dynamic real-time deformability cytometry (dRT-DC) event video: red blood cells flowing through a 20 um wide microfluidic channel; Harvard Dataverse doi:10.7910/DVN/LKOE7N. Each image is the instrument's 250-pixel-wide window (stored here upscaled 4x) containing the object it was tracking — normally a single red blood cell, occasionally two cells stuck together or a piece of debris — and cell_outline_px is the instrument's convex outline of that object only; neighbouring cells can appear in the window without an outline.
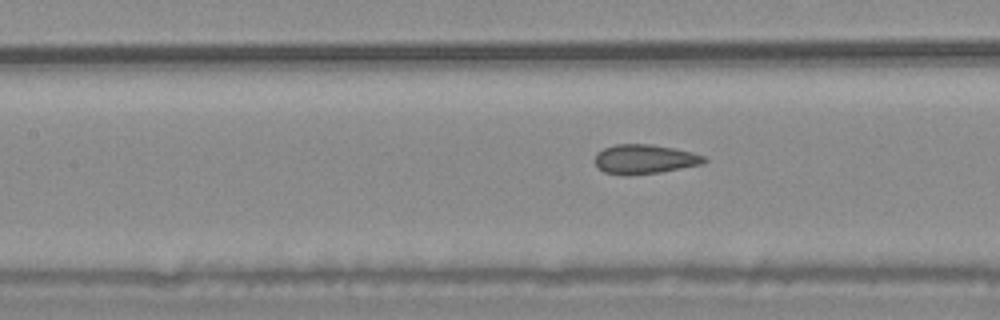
{"species": "common noctule bat (a hibernating species)", "species_latin": "Nyctalus noctula", "temperature_condition": "warm", "stored_images_in_passage": 4, "camera_frame_rate_fps": 3000, "um_per_image_px": 0.085, "animal": {"sex": "male", "body_mass_g": 20.4}, "frame": {"image": 1, "passage_image": 4, "time_ms": 1.0, "image_size_px": [1000, 320], "cell_outline_px": [[708, 160], [704, 164], [660, 172], [628, 176], [624, 176], [604, 172], [596, 164], [596, 152], [604, 148], [616, 144], [652, 144], [676, 148], [692, 152], [704, 156]], "centroid_in_image_um": [54.81, 13.53], "position_along_channel_um": 152.6, "area_um2": 18.9}}